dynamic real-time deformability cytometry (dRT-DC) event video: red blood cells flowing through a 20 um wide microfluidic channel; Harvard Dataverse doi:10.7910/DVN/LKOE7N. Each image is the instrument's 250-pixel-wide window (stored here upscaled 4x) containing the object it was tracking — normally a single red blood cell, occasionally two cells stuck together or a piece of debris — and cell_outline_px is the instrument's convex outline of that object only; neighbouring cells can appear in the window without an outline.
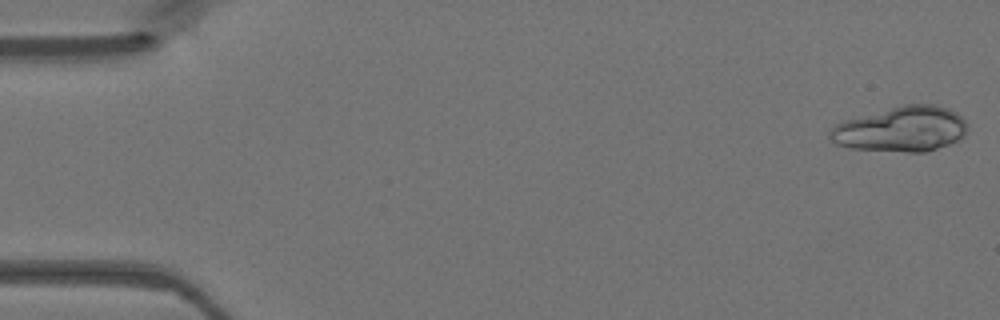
{"species": "Egyptian fruit bat (a non-hibernating species)", "species_latin": "Rousettus aegyptiacus", "temperature_condition": "warm", "stored_images_in_passage": 47, "camera_frame_rate_fps": 3000, "um_per_image_px": 0.085, "animal": {"sex": "female"}, "frame": {"image": 1, "passage_image": 1, "time_ms": 0.0, "image_size_px": [1000, 320], "cell_outline_px": [[968, 128], [964, 136], [948, 144], [928, 152], [908, 152], [848, 148], [836, 144], [828, 136], [828, 132], [836, 124], [844, 120], [904, 104], [936, 104], [948, 108], [956, 112], [968, 124]], "centroid_in_image_um": [76.61, 10.97], "position_along_channel_um": 8.4, "area_um2": 36.3}}
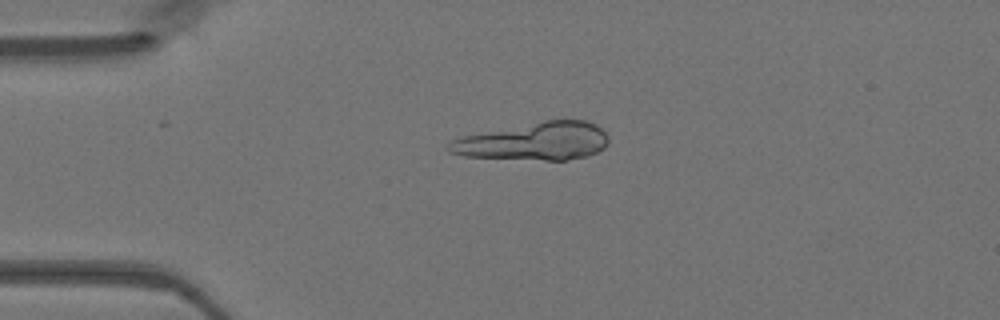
{"frame": {"image": 2, "passage_image": 11, "time_ms": 3.333, "image_size_px": [1000, 320], "cell_outline_px": [[608, 144], [604, 148], [588, 156], [564, 160], [544, 160], [464, 156], [448, 152], [444, 148], [452, 140], [464, 136], [544, 120], [584, 120], [596, 124], [608, 136]], "centroid_in_image_um": [45.43, 12.02], "position_along_channel_um": 39.6, "area_um2": 34.97}}